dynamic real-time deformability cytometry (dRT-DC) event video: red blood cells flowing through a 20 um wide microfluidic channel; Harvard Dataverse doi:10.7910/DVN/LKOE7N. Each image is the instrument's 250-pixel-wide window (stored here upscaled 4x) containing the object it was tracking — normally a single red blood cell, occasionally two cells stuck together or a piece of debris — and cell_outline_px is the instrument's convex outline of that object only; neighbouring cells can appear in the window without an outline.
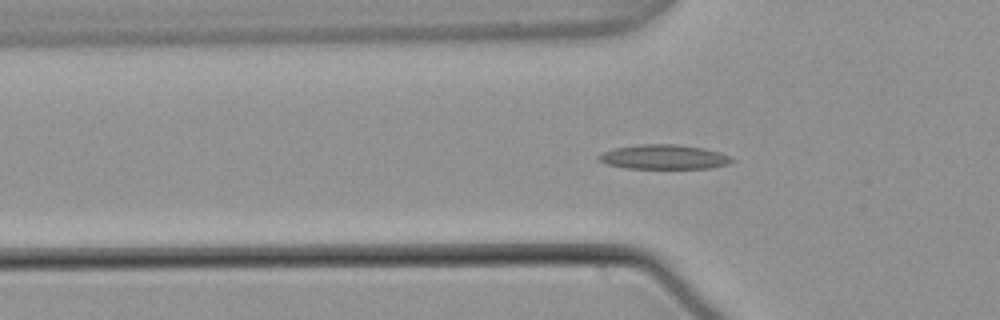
{"species": "common noctule bat (a hibernating species)", "species_latin": "Nyctalus noctula", "temperature_condition": "warm", "stored_images_in_passage": 54, "camera_frame_rate_fps": 3000, "um_per_image_px": 0.085, "animal": {"sex": "male", "body_mass_g": 21.5, "forearm_length_mm": 52.0}, "frame": {"image": 1, "passage_image": 17, "time_ms": 5.333, "image_size_px": [1000, 320], "cell_outline_px": [[736, 160], [728, 164], [712, 168], [624, 168], [604, 164], [596, 160], [596, 156], [604, 152], [616, 148], [640, 144], [676, 144], [704, 148], [720, 152]], "centroid_in_image_um": [56.41, 13.34], "position_along_channel_um": 69.4, "area_um2": 19.13}}
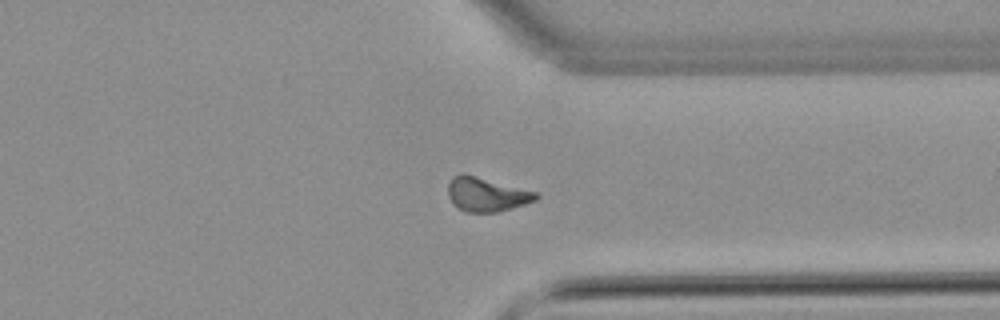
{"frame": {"image": 2, "passage_image": 41, "time_ms": 13.333, "image_size_px": [1000, 320], "cell_outline_px": [[540, 196], [536, 200], [512, 208], [496, 212], [464, 212], [456, 208], [452, 204], [448, 196], [448, 184], [452, 176], [460, 172], [464, 172], [536, 192]], "centroid_in_image_um": [41.29, 16.51], "position_along_channel_um": 370.1, "area_um2": 17.74}}
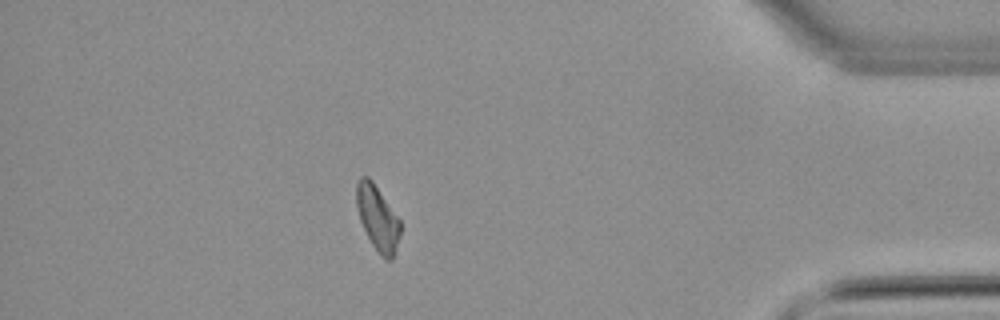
{"frame": {"image": 3, "passage_image": 47, "time_ms": 15.333, "image_size_px": [1000, 320], "cell_outline_px": [[400, 236], [392, 260], [384, 260], [380, 256], [372, 244], [360, 220], [356, 204], [356, 184], [360, 176], [368, 176], [372, 180], [400, 220]], "centroid_in_image_um": [32.09, 18.54], "position_along_channel_um": 403.1, "area_um2": 16.53}, "authors_computed_cell_mechanics": {"area_um2": 17.5712, "velocity_mm_per_s": 3.7754, "shape_relaxation_time_tau1_ms": 11.2921, "shape_relaxation_time_tau2_ms": null, "deformation_change_tau1": 0.2267, "deformation_change_tau2": null}}